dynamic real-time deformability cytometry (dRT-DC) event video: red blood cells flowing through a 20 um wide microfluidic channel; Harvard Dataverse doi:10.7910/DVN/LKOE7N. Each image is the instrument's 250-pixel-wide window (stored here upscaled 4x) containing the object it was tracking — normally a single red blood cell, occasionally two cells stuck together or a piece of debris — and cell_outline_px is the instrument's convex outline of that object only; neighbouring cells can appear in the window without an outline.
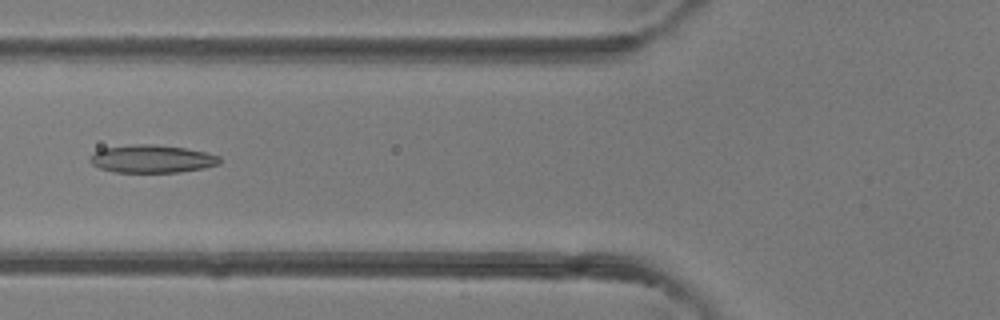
{"species": "common noctule bat (a hibernating species)", "species_latin": "Nyctalus noctula", "temperature_condition": "room temperature", "stored_images_in_passage": 4, "camera_frame_rate_fps": 3000, "um_per_image_px": 0.085, "animal": {"sex": "female"}, "frame": {"image": 1, "passage_image": 4, "time_ms": 4.333, "image_size_px": [1000, 320], "cell_outline_px": [[220, 164], [204, 168], [180, 172], [112, 172], [100, 168], [92, 164], [88, 160], [88, 156], [92, 152], [100, 148], [132, 144], [152, 144], [184, 148], [208, 152], [220, 156]], "centroid_in_image_um": [12.87, 13.5], "position_along_channel_um": 112.9, "area_um2": 21.39}}